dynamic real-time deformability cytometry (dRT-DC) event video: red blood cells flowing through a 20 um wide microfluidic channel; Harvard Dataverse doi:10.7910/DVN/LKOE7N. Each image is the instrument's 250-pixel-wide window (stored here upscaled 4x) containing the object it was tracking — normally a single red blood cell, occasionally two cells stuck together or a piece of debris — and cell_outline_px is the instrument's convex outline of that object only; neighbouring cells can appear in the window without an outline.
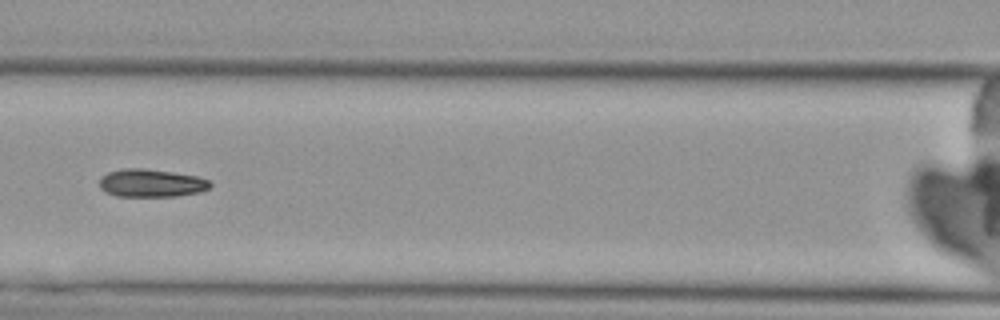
{"species": "Egyptian fruit bat (a non-hibernating species)", "species_latin": "Rousettus aegyptiacus", "temperature_condition": "cold", "stored_images_in_passage": 7, "camera_frame_rate_fps": 3000, "um_per_image_px": 0.085, "animal": {"sex": "female"}, "frame": {"image": 1, "passage_image": 7, "time_ms": 7.0, "image_size_px": [1000, 320], "cell_outline_px": [[212, 184], [208, 188], [200, 192], [176, 196], [116, 196], [104, 192], [100, 188], [100, 176], [108, 172], [120, 168], [144, 168], [172, 172], [196, 176], [208, 180]], "centroid_in_image_um": [12.81, 15.56], "position_along_channel_um": 153.8, "area_um2": 18.09}}